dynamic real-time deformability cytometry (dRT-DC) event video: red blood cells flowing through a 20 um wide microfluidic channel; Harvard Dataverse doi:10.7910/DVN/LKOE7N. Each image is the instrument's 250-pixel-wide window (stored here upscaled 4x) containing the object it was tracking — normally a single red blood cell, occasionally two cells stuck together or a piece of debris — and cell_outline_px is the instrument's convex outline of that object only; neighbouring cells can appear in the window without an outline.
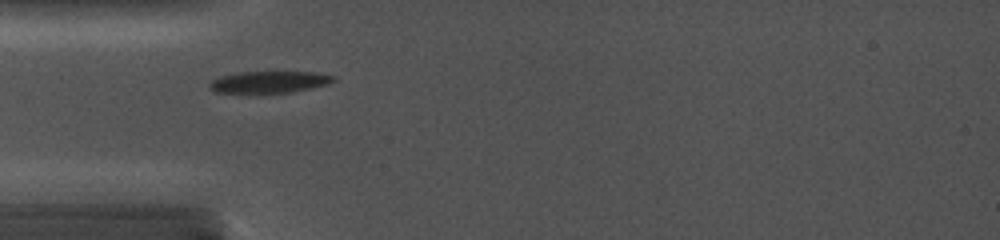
{"species": "common noctule bat (a hibernating species)", "species_latin": "Nyctalus noctula", "temperature_condition": "cold", "stored_images_in_passage": 53, "camera_frame_rate_fps": 5000, "um_per_image_px": 0.085, "animal": {"sex": "female", "body_mass_g": 19.0, "forearm_length_mm": 56.7}, "frame": {"image": 1, "passage_image": 3, "time_ms": 0.4, "image_size_px": [1000, 240], "cell_outline_px": [[336, 80], [324, 84], [308, 88], [284, 92], [216, 92], [208, 84], [212, 80], [220, 76], [236, 72], [316, 72], [336, 76]], "centroid_in_image_um": [22.87, 6.94], "position_along_channel_um": 62.1, "area_um2": 15.2}}
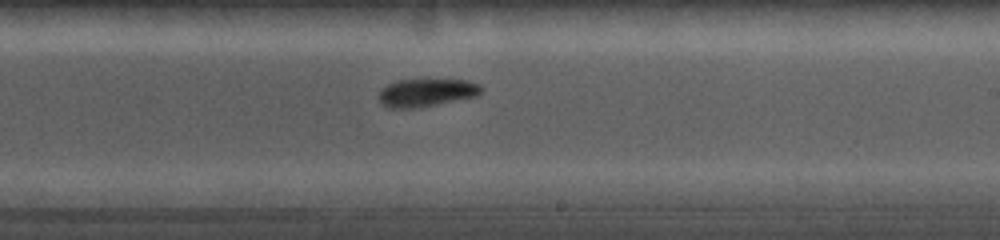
{"frame": {"image": 2, "passage_image": 31, "time_ms": 5.2, "image_size_px": [1000, 240], "cell_outline_px": [[484, 88], [480, 96], [420, 108], [388, 108], [380, 104], [380, 92], [388, 84], [396, 80], [468, 80], [480, 84]], "centroid_in_image_um": [36.32, 7.89], "position_along_channel_um": 252.7, "area_um2": 16.94}}
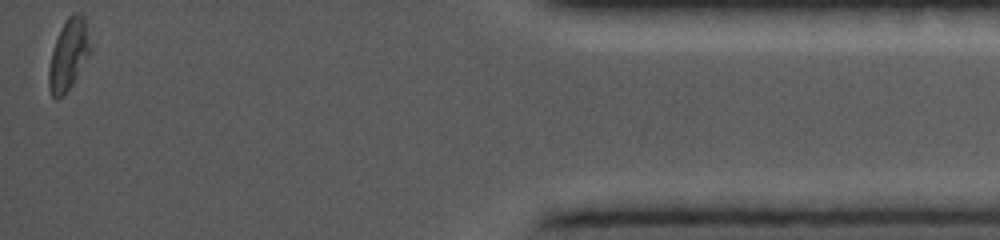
{"frame": {"image": 3, "passage_image": 53, "time_ms": 11.0, "image_size_px": [1000, 240], "cell_outline_px": [[88, 56], [72, 84], [64, 96], [56, 100], [52, 96], [48, 88], [48, 68], [52, 52], [60, 28], [68, 16], [72, 12], [76, 12], [84, 20], [88, 44]], "centroid_in_image_um": [5.75, 4.72], "position_along_channel_um": 429.5, "area_um2": 16.53}, "authors_computed_cell_mechanics": {"area_um2": 16.9354, "velocity_mm_per_s": 3.9875, "shape_relaxation_time_tau1_ms": null, "shape_relaxation_time_tau2_ms": 4.8507, "deformation_change_tau1": null, "deformation_change_tau2": 0.0704}}